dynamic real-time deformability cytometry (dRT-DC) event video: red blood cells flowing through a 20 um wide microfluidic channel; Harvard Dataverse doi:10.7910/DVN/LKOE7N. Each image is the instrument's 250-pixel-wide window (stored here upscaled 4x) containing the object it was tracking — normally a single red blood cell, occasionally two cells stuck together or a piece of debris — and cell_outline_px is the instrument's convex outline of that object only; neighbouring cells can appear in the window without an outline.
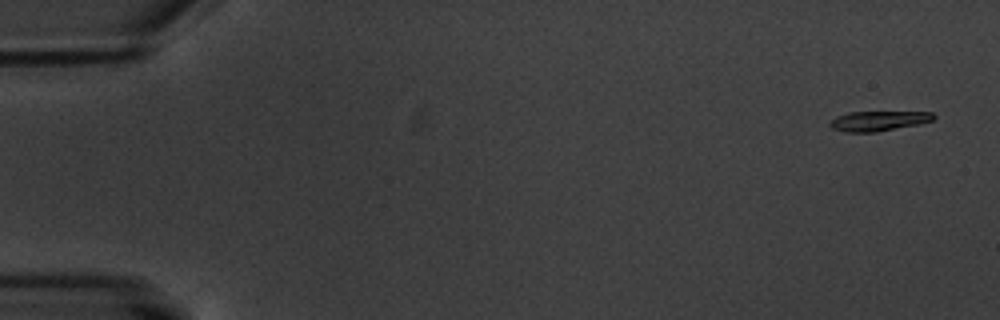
{"species": "common noctule bat (a hibernating species)", "species_latin": "Nyctalus noctula", "temperature_condition": "warm", "stored_images_in_passage": 7, "camera_frame_rate_fps": 3000, "um_per_image_px": 0.085, "animal": {"sex": "male", "body_mass_g": 20.1, "forearm_length_mm": 53.5}, "frame": {"image": 1, "passage_image": 1, "time_ms": 0.0, "image_size_px": [1000, 320], "cell_outline_px": [[936, 116], [932, 120], [920, 124], [876, 132], [844, 132], [832, 128], [828, 124], [836, 116], [848, 112], [932, 112]], "centroid_in_image_um": [74.66, 10.28], "position_along_channel_um": 10.3, "area_um2": 12.02}}
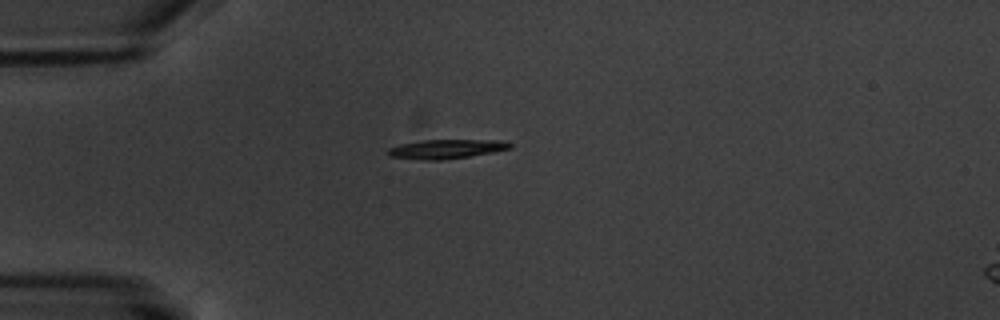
{"frame": {"image": 2, "passage_image": 5, "time_ms": 4.667, "image_size_px": [1000, 320], "cell_outline_px": [[512, 148], [492, 152], [468, 156], [440, 160], [424, 160], [388, 156], [388, 148], [400, 144], [424, 140], [504, 140], [512, 144]], "centroid_in_image_um": [37.94, 12.66], "position_along_channel_um": 47.1, "area_um2": 13.53}}